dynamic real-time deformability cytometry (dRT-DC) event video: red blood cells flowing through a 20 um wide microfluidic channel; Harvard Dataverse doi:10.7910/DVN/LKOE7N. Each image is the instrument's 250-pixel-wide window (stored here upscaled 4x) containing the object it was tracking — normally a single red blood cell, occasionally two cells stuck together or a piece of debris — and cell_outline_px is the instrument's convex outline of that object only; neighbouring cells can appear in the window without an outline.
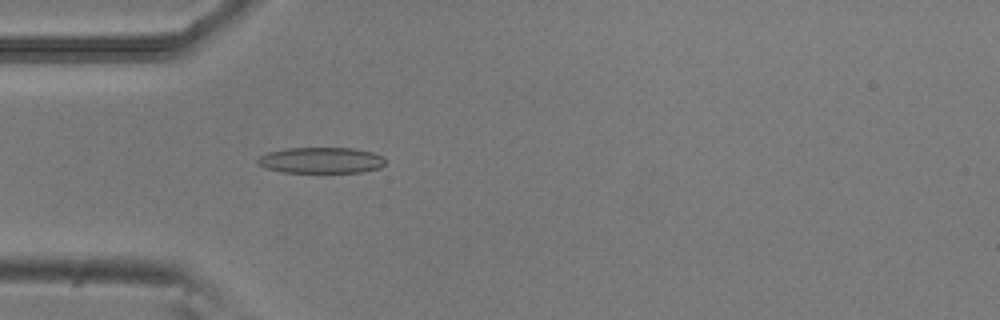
{"species": "common noctule bat (a hibernating species)", "species_latin": "Nyctalus noctula", "temperature_condition": "room temperature", "stored_images_in_passage": 5, "camera_frame_rate_fps": 3000, "um_per_image_px": 0.085, "animal": {"sex": "male", "body_mass_g": 20.5, "forearm_length_mm": 52.5}, "frame": {"image": 1, "passage_image": 5, "time_ms": 1.333, "image_size_px": [1000, 320], "cell_outline_px": [[384, 164], [380, 168], [360, 172], [284, 172], [264, 168], [256, 160], [260, 156], [268, 152], [284, 148], [352, 148], [372, 152], [384, 156]], "centroid_in_image_um": [27.29, 13.62], "position_along_channel_um": 57.7, "area_um2": 19.31}}